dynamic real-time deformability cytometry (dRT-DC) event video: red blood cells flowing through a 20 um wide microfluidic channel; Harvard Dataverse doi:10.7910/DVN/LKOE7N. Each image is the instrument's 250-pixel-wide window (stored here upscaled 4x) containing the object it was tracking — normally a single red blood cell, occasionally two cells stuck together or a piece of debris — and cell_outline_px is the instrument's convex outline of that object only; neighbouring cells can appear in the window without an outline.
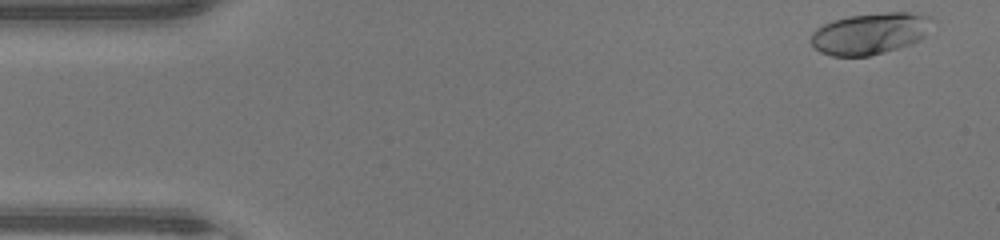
{"species": "human", "species_latin": "Homo sapiens", "temperature_condition": "warm", "stored_images_in_passage": 46, "camera_frame_rate_fps": 3000, "um_per_image_px": 0.085, "donor": {"sex": "male"}, "frame": {"image": 1, "passage_image": 1, "time_ms": 0.0, "image_size_px": [1000, 240], "cell_outline_px": [[928, 16], [924, 36], [920, 40], [912, 44], [884, 52], [868, 56], [832, 56], [820, 52], [812, 44], [812, 32], [816, 28], [832, 20], [848, 16], [884, 12], [908, 12]], "centroid_in_image_um": [73.88, 2.86], "position_along_channel_um": 11.1, "area_um2": 28.78}}
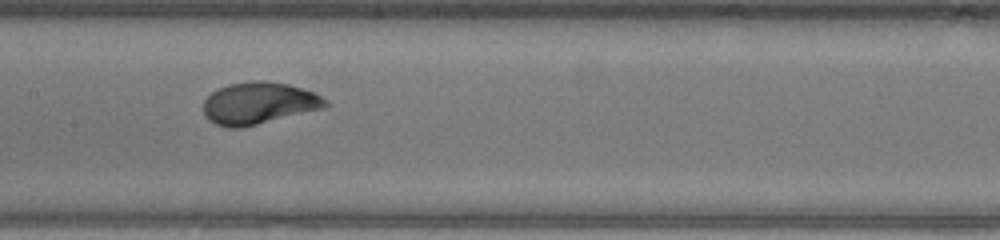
{"frame": {"image": 2, "passage_image": 22, "time_ms": 7.0, "image_size_px": [1000, 240], "cell_outline_px": [[328, 104], [324, 108], [244, 128], [228, 128], [216, 124], [208, 120], [204, 112], [204, 100], [212, 92], [228, 84], [252, 80], [264, 80], [288, 84], [312, 92], [328, 100]], "centroid_in_image_um": [21.99, 8.78], "position_along_channel_um": 185.4, "area_um2": 29.94}}
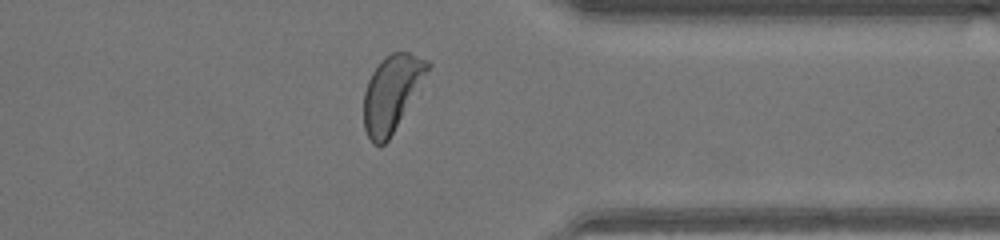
{"frame": {"image": 3, "passage_image": 36, "time_ms": 11.667, "image_size_px": [1000, 240], "cell_outline_px": [[432, 64], [388, 140], [384, 144], [372, 144], [364, 128], [364, 92], [368, 80], [372, 72], [380, 60], [384, 56], [392, 52], [408, 52], [428, 60]], "centroid_in_image_um": [33.27, 7.88], "position_along_channel_um": 378.1, "area_um2": 27.69}, "authors_computed_cell_mechanics": {"area_um2": 28.8422, "velocity_mm_per_s": 4.329, "shape_relaxation_time_tau1_ms": 2.2831, "shape_relaxation_time_tau2_ms": null, "deformation_change_tau1": 0.1784, "deformation_change_tau2": null}}